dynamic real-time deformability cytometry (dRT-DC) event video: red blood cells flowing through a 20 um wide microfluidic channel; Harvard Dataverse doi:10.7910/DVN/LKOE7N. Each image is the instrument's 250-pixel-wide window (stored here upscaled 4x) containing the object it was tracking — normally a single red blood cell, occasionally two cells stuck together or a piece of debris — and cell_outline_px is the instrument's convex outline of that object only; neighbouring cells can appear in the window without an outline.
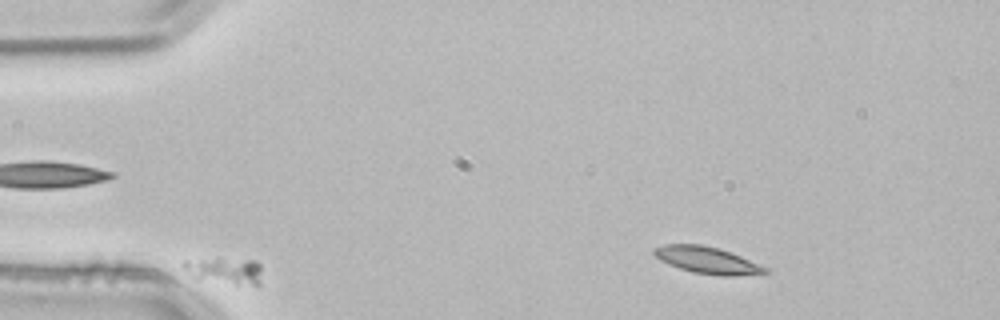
{"species": "common noctule bat (a hibernating species)", "species_latin": "Nyctalus noctula", "temperature_condition": "room temperature", "stored_images_in_passage": 5, "camera_frame_rate_fps": 3000, "um_per_image_px": 0.085, "animal": {"sex": "male", "body_mass_g": 21.5, "forearm_length_mm": 52.0}, "frame": {"image": 1, "passage_image": 1, "time_ms": 0.0, "image_size_px": [1000, 320], "cell_outline_px": [[260, 284], [236, 284], [196, 280], [180, 264], [184, 260], [216, 256], [256, 260], [260, 264]], "centroid_in_image_um": [19.04, 22.95], "position_along_channel_um": 66.0, "area_um2": 12.83}}
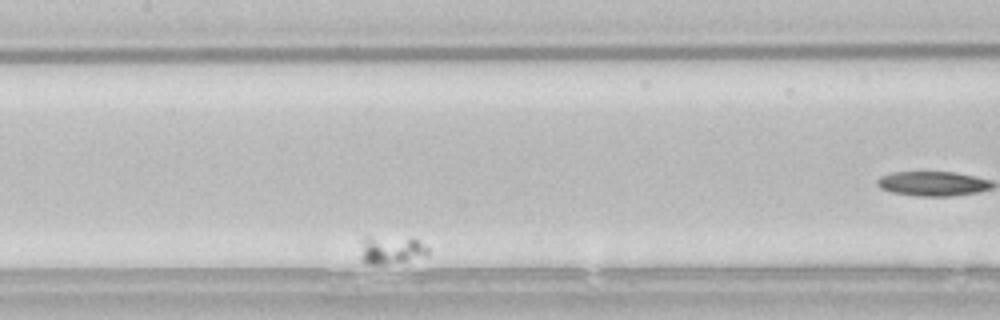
{"frame": {"image": 2, "passage_image": 4, "time_ms": 1.0, "image_size_px": [1000, 320], "cell_outline_px": [[428, 256], [388, 264], [364, 264], [360, 260], [360, 236], [412, 236], [420, 240], [428, 248]], "centroid_in_image_um": [33.21, 21.19], "position_along_channel_um": 174.2, "area_um2": 11.96}}